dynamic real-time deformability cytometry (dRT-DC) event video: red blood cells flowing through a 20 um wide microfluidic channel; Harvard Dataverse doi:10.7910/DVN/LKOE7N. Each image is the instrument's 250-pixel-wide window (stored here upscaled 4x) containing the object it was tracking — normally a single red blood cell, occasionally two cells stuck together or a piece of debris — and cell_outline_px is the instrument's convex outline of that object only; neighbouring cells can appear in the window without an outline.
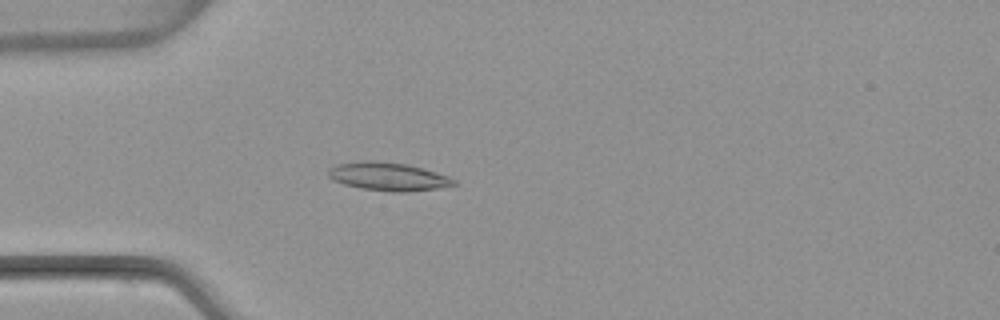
{"species": "common noctule bat (a hibernating species)", "species_latin": "Nyctalus noctula", "temperature_condition": "warm", "stored_images_in_passage": 4, "camera_frame_rate_fps": 3000, "um_per_image_px": 0.085, "animal": {"sex": "female", "body_mass_g": 22.7, "forearm_length_mm": 54.2}, "frame": {"image": 1, "passage_image": 4, "time_ms": 3.667, "image_size_px": [1000, 320], "cell_outline_px": [[460, 184], [436, 188], [408, 192], [388, 192], [360, 188], [344, 184], [332, 180], [328, 176], [328, 168], [336, 164], [364, 160], [372, 160], [408, 164], [448, 176], [456, 180]], "centroid_in_image_um": [32.97, 15.01], "position_along_channel_um": 52.0, "area_um2": 20.87}}